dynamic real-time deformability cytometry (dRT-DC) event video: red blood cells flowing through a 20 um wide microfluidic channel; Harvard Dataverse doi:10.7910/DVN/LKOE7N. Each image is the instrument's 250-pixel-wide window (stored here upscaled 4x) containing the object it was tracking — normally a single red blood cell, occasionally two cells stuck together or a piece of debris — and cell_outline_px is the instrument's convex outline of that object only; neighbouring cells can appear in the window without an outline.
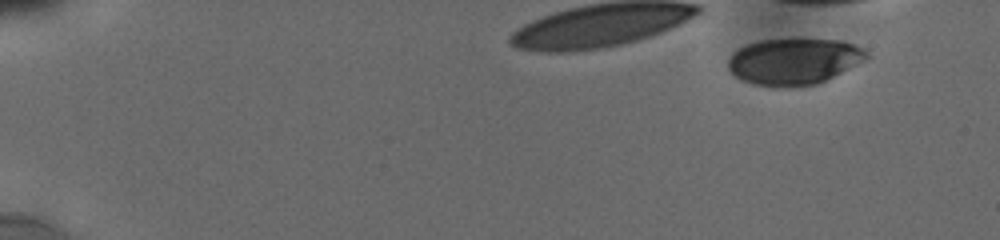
{"species": "human", "species_latin": "Homo sapiens", "temperature_condition": "cold", "stored_images_in_passage": 4, "camera_frame_rate_fps": 3000, "um_per_image_px": 0.085, "donor": {"sex": "male"}, "frame": {"image": 1, "passage_image": 1, "time_ms": 0.0, "image_size_px": [1000, 240], "cell_outline_px": [[872, 56], [816, 84], [756, 84], [744, 80], [736, 76], [728, 68], [728, 60], [732, 52], [748, 44], [760, 40], [840, 40], [856, 44], [864, 48]], "centroid_in_image_um": [67.51, 5.17], "position_along_channel_um": 17.5, "area_um2": 36.07}}